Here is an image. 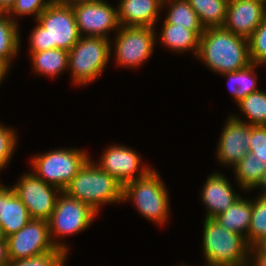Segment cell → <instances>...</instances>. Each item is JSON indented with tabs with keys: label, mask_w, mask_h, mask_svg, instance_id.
Segmentation results:
<instances>
[{
	"label": "cell",
	"mask_w": 266,
	"mask_h": 266,
	"mask_svg": "<svg viewBox=\"0 0 266 266\" xmlns=\"http://www.w3.org/2000/svg\"><path fill=\"white\" fill-rule=\"evenodd\" d=\"M196 58L219 74L233 72L252 63L248 40L224 27L204 29Z\"/></svg>",
	"instance_id": "6da1fadb"
},
{
	"label": "cell",
	"mask_w": 266,
	"mask_h": 266,
	"mask_svg": "<svg viewBox=\"0 0 266 266\" xmlns=\"http://www.w3.org/2000/svg\"><path fill=\"white\" fill-rule=\"evenodd\" d=\"M30 35V54L59 48L69 51L80 34L72 6L52 2L37 18Z\"/></svg>",
	"instance_id": "7a4b0ae2"
},
{
	"label": "cell",
	"mask_w": 266,
	"mask_h": 266,
	"mask_svg": "<svg viewBox=\"0 0 266 266\" xmlns=\"http://www.w3.org/2000/svg\"><path fill=\"white\" fill-rule=\"evenodd\" d=\"M63 192L87 204L96 213L103 204L123 201V186L91 159L77 172Z\"/></svg>",
	"instance_id": "3957f363"
},
{
	"label": "cell",
	"mask_w": 266,
	"mask_h": 266,
	"mask_svg": "<svg viewBox=\"0 0 266 266\" xmlns=\"http://www.w3.org/2000/svg\"><path fill=\"white\" fill-rule=\"evenodd\" d=\"M203 252L207 266H248L251 246L246 238L205 218Z\"/></svg>",
	"instance_id": "277c9868"
},
{
	"label": "cell",
	"mask_w": 266,
	"mask_h": 266,
	"mask_svg": "<svg viewBox=\"0 0 266 266\" xmlns=\"http://www.w3.org/2000/svg\"><path fill=\"white\" fill-rule=\"evenodd\" d=\"M168 191L159 173L154 169L145 176L123 186L122 200L132 199L140 214L153 222L163 224L169 215Z\"/></svg>",
	"instance_id": "5b68a950"
},
{
	"label": "cell",
	"mask_w": 266,
	"mask_h": 266,
	"mask_svg": "<svg viewBox=\"0 0 266 266\" xmlns=\"http://www.w3.org/2000/svg\"><path fill=\"white\" fill-rule=\"evenodd\" d=\"M110 39L94 36H80L69 50L68 69L72 71L74 83L86 85L98 78L111 56Z\"/></svg>",
	"instance_id": "8992f818"
},
{
	"label": "cell",
	"mask_w": 266,
	"mask_h": 266,
	"mask_svg": "<svg viewBox=\"0 0 266 266\" xmlns=\"http://www.w3.org/2000/svg\"><path fill=\"white\" fill-rule=\"evenodd\" d=\"M85 151L76 148L52 150L32 157L34 175L63 191L77 172L90 159Z\"/></svg>",
	"instance_id": "52a82bcc"
},
{
	"label": "cell",
	"mask_w": 266,
	"mask_h": 266,
	"mask_svg": "<svg viewBox=\"0 0 266 266\" xmlns=\"http://www.w3.org/2000/svg\"><path fill=\"white\" fill-rule=\"evenodd\" d=\"M96 214L87 204L68 196L63 191L59 193L53 213L48 220L49 235L53 245L68 254V247L56 239L54 241L55 236L59 238L85 230L92 223Z\"/></svg>",
	"instance_id": "ba28073f"
},
{
	"label": "cell",
	"mask_w": 266,
	"mask_h": 266,
	"mask_svg": "<svg viewBox=\"0 0 266 266\" xmlns=\"http://www.w3.org/2000/svg\"><path fill=\"white\" fill-rule=\"evenodd\" d=\"M155 34L153 27L120 26L113 48L116 63L129 68L141 66L153 53Z\"/></svg>",
	"instance_id": "9c48e42d"
},
{
	"label": "cell",
	"mask_w": 266,
	"mask_h": 266,
	"mask_svg": "<svg viewBox=\"0 0 266 266\" xmlns=\"http://www.w3.org/2000/svg\"><path fill=\"white\" fill-rule=\"evenodd\" d=\"M22 203L27 207L32 219L49 220L58 196L62 191L40 180L33 173L22 175L20 181L12 186Z\"/></svg>",
	"instance_id": "30bf717a"
},
{
	"label": "cell",
	"mask_w": 266,
	"mask_h": 266,
	"mask_svg": "<svg viewBox=\"0 0 266 266\" xmlns=\"http://www.w3.org/2000/svg\"><path fill=\"white\" fill-rule=\"evenodd\" d=\"M9 260H21L53 251L47 220L32 219L21 230L7 237Z\"/></svg>",
	"instance_id": "8fae6325"
},
{
	"label": "cell",
	"mask_w": 266,
	"mask_h": 266,
	"mask_svg": "<svg viewBox=\"0 0 266 266\" xmlns=\"http://www.w3.org/2000/svg\"><path fill=\"white\" fill-rule=\"evenodd\" d=\"M72 9L80 36L109 39L107 33L120 27L117 8L103 0L75 4Z\"/></svg>",
	"instance_id": "7c38bea8"
},
{
	"label": "cell",
	"mask_w": 266,
	"mask_h": 266,
	"mask_svg": "<svg viewBox=\"0 0 266 266\" xmlns=\"http://www.w3.org/2000/svg\"><path fill=\"white\" fill-rule=\"evenodd\" d=\"M228 118L222 129L216 155L221 164L235 166L249 152L251 125L236 115Z\"/></svg>",
	"instance_id": "4fadbf2b"
},
{
	"label": "cell",
	"mask_w": 266,
	"mask_h": 266,
	"mask_svg": "<svg viewBox=\"0 0 266 266\" xmlns=\"http://www.w3.org/2000/svg\"><path fill=\"white\" fill-rule=\"evenodd\" d=\"M97 164L104 172L113 176L122 186L145 176L151 167L141 166V158L135 150L123 145H114L106 149ZM142 168V170H138ZM139 171V174H136Z\"/></svg>",
	"instance_id": "5bb4252c"
},
{
	"label": "cell",
	"mask_w": 266,
	"mask_h": 266,
	"mask_svg": "<svg viewBox=\"0 0 266 266\" xmlns=\"http://www.w3.org/2000/svg\"><path fill=\"white\" fill-rule=\"evenodd\" d=\"M266 17V5L252 0H229L223 27L249 39Z\"/></svg>",
	"instance_id": "9a60e30c"
},
{
	"label": "cell",
	"mask_w": 266,
	"mask_h": 266,
	"mask_svg": "<svg viewBox=\"0 0 266 266\" xmlns=\"http://www.w3.org/2000/svg\"><path fill=\"white\" fill-rule=\"evenodd\" d=\"M32 220L27 207L12 187L0 185V227L4 237L21 230Z\"/></svg>",
	"instance_id": "2e32d148"
},
{
	"label": "cell",
	"mask_w": 266,
	"mask_h": 266,
	"mask_svg": "<svg viewBox=\"0 0 266 266\" xmlns=\"http://www.w3.org/2000/svg\"><path fill=\"white\" fill-rule=\"evenodd\" d=\"M203 204L207 208L205 218H214L226 211L239 197L233 192L232 186L221 173H213L205 182L200 194Z\"/></svg>",
	"instance_id": "e0dca14e"
},
{
	"label": "cell",
	"mask_w": 266,
	"mask_h": 266,
	"mask_svg": "<svg viewBox=\"0 0 266 266\" xmlns=\"http://www.w3.org/2000/svg\"><path fill=\"white\" fill-rule=\"evenodd\" d=\"M163 0H120L117 5L118 22L126 27H153ZM161 8V9H160Z\"/></svg>",
	"instance_id": "ac0fdd59"
},
{
	"label": "cell",
	"mask_w": 266,
	"mask_h": 266,
	"mask_svg": "<svg viewBox=\"0 0 266 266\" xmlns=\"http://www.w3.org/2000/svg\"><path fill=\"white\" fill-rule=\"evenodd\" d=\"M252 216V200L239 197L226 211L213 219L225 229L247 237Z\"/></svg>",
	"instance_id": "d6986e66"
},
{
	"label": "cell",
	"mask_w": 266,
	"mask_h": 266,
	"mask_svg": "<svg viewBox=\"0 0 266 266\" xmlns=\"http://www.w3.org/2000/svg\"><path fill=\"white\" fill-rule=\"evenodd\" d=\"M160 37L162 44L176 52L192 50L197 55L200 37L193 30L164 21Z\"/></svg>",
	"instance_id": "ffe728a7"
},
{
	"label": "cell",
	"mask_w": 266,
	"mask_h": 266,
	"mask_svg": "<svg viewBox=\"0 0 266 266\" xmlns=\"http://www.w3.org/2000/svg\"><path fill=\"white\" fill-rule=\"evenodd\" d=\"M169 3L168 14L165 22L176 24L189 30H193L199 37L204 32L199 17L195 10L191 7L188 0H163L162 7Z\"/></svg>",
	"instance_id": "44dd1931"
},
{
	"label": "cell",
	"mask_w": 266,
	"mask_h": 266,
	"mask_svg": "<svg viewBox=\"0 0 266 266\" xmlns=\"http://www.w3.org/2000/svg\"><path fill=\"white\" fill-rule=\"evenodd\" d=\"M33 69L44 76H58L68 69L69 51L54 48L31 53Z\"/></svg>",
	"instance_id": "7402d4cb"
},
{
	"label": "cell",
	"mask_w": 266,
	"mask_h": 266,
	"mask_svg": "<svg viewBox=\"0 0 266 266\" xmlns=\"http://www.w3.org/2000/svg\"><path fill=\"white\" fill-rule=\"evenodd\" d=\"M205 28L223 27L229 0H188Z\"/></svg>",
	"instance_id": "603a6c76"
},
{
	"label": "cell",
	"mask_w": 266,
	"mask_h": 266,
	"mask_svg": "<svg viewBox=\"0 0 266 266\" xmlns=\"http://www.w3.org/2000/svg\"><path fill=\"white\" fill-rule=\"evenodd\" d=\"M234 168L235 179L244 190L257 188L262 175L266 171V164L254 156L253 152H248L247 155L240 160Z\"/></svg>",
	"instance_id": "cb8c5ba5"
},
{
	"label": "cell",
	"mask_w": 266,
	"mask_h": 266,
	"mask_svg": "<svg viewBox=\"0 0 266 266\" xmlns=\"http://www.w3.org/2000/svg\"><path fill=\"white\" fill-rule=\"evenodd\" d=\"M18 32L16 19L9 17L8 13H0V59H3L9 66L20 48Z\"/></svg>",
	"instance_id": "d4e9b609"
},
{
	"label": "cell",
	"mask_w": 266,
	"mask_h": 266,
	"mask_svg": "<svg viewBox=\"0 0 266 266\" xmlns=\"http://www.w3.org/2000/svg\"><path fill=\"white\" fill-rule=\"evenodd\" d=\"M257 64L250 63L242 69L224 73L229 81L230 92L233 98L239 103L245 96L258 91L256 86L257 76L254 73Z\"/></svg>",
	"instance_id": "484cf974"
},
{
	"label": "cell",
	"mask_w": 266,
	"mask_h": 266,
	"mask_svg": "<svg viewBox=\"0 0 266 266\" xmlns=\"http://www.w3.org/2000/svg\"><path fill=\"white\" fill-rule=\"evenodd\" d=\"M238 107L248 119L245 123L266 126V92L258 90L245 96Z\"/></svg>",
	"instance_id": "4316f807"
},
{
	"label": "cell",
	"mask_w": 266,
	"mask_h": 266,
	"mask_svg": "<svg viewBox=\"0 0 266 266\" xmlns=\"http://www.w3.org/2000/svg\"><path fill=\"white\" fill-rule=\"evenodd\" d=\"M266 236V196L252 201V216L246 241L252 247Z\"/></svg>",
	"instance_id": "83f0119b"
},
{
	"label": "cell",
	"mask_w": 266,
	"mask_h": 266,
	"mask_svg": "<svg viewBox=\"0 0 266 266\" xmlns=\"http://www.w3.org/2000/svg\"><path fill=\"white\" fill-rule=\"evenodd\" d=\"M67 253L59 248L34 257L21 260H9L5 266H65Z\"/></svg>",
	"instance_id": "f1b7e54d"
},
{
	"label": "cell",
	"mask_w": 266,
	"mask_h": 266,
	"mask_svg": "<svg viewBox=\"0 0 266 266\" xmlns=\"http://www.w3.org/2000/svg\"><path fill=\"white\" fill-rule=\"evenodd\" d=\"M249 54L252 63H266V17L248 39Z\"/></svg>",
	"instance_id": "f546056e"
},
{
	"label": "cell",
	"mask_w": 266,
	"mask_h": 266,
	"mask_svg": "<svg viewBox=\"0 0 266 266\" xmlns=\"http://www.w3.org/2000/svg\"><path fill=\"white\" fill-rule=\"evenodd\" d=\"M53 2V0H16L14 6L8 12L12 16L35 15L37 20L38 16Z\"/></svg>",
	"instance_id": "4dcf8cb0"
},
{
	"label": "cell",
	"mask_w": 266,
	"mask_h": 266,
	"mask_svg": "<svg viewBox=\"0 0 266 266\" xmlns=\"http://www.w3.org/2000/svg\"><path fill=\"white\" fill-rule=\"evenodd\" d=\"M16 138L13 129L0 124V170L10 162L16 147Z\"/></svg>",
	"instance_id": "1f68e13d"
},
{
	"label": "cell",
	"mask_w": 266,
	"mask_h": 266,
	"mask_svg": "<svg viewBox=\"0 0 266 266\" xmlns=\"http://www.w3.org/2000/svg\"><path fill=\"white\" fill-rule=\"evenodd\" d=\"M249 152L266 164V126L251 125V140L249 143Z\"/></svg>",
	"instance_id": "d6a6232c"
},
{
	"label": "cell",
	"mask_w": 266,
	"mask_h": 266,
	"mask_svg": "<svg viewBox=\"0 0 266 266\" xmlns=\"http://www.w3.org/2000/svg\"><path fill=\"white\" fill-rule=\"evenodd\" d=\"M250 256L252 257L250 260L249 259V265L251 266V264H253L254 266H266V254L261 253L255 246H252L250 248V252H249ZM254 254V255H252ZM250 261H253L252 263ZM251 263V264H250Z\"/></svg>",
	"instance_id": "836d02e7"
},
{
	"label": "cell",
	"mask_w": 266,
	"mask_h": 266,
	"mask_svg": "<svg viewBox=\"0 0 266 266\" xmlns=\"http://www.w3.org/2000/svg\"><path fill=\"white\" fill-rule=\"evenodd\" d=\"M9 262L7 238L0 239V266H5Z\"/></svg>",
	"instance_id": "e575fe53"
},
{
	"label": "cell",
	"mask_w": 266,
	"mask_h": 266,
	"mask_svg": "<svg viewBox=\"0 0 266 266\" xmlns=\"http://www.w3.org/2000/svg\"><path fill=\"white\" fill-rule=\"evenodd\" d=\"M54 2L65 5V6H73L79 3H87V2H97L100 0H53Z\"/></svg>",
	"instance_id": "d590c367"
},
{
	"label": "cell",
	"mask_w": 266,
	"mask_h": 266,
	"mask_svg": "<svg viewBox=\"0 0 266 266\" xmlns=\"http://www.w3.org/2000/svg\"><path fill=\"white\" fill-rule=\"evenodd\" d=\"M16 0H0V13H8Z\"/></svg>",
	"instance_id": "8d00e7d4"
},
{
	"label": "cell",
	"mask_w": 266,
	"mask_h": 266,
	"mask_svg": "<svg viewBox=\"0 0 266 266\" xmlns=\"http://www.w3.org/2000/svg\"><path fill=\"white\" fill-rule=\"evenodd\" d=\"M8 69H10L9 65L3 59H0V84L4 80Z\"/></svg>",
	"instance_id": "74e56055"
},
{
	"label": "cell",
	"mask_w": 266,
	"mask_h": 266,
	"mask_svg": "<svg viewBox=\"0 0 266 266\" xmlns=\"http://www.w3.org/2000/svg\"><path fill=\"white\" fill-rule=\"evenodd\" d=\"M257 187H261L263 190L260 196H266V171L262 175V178L260 182L258 183Z\"/></svg>",
	"instance_id": "f35d334b"
},
{
	"label": "cell",
	"mask_w": 266,
	"mask_h": 266,
	"mask_svg": "<svg viewBox=\"0 0 266 266\" xmlns=\"http://www.w3.org/2000/svg\"><path fill=\"white\" fill-rule=\"evenodd\" d=\"M255 247L263 254H266V236L260 240Z\"/></svg>",
	"instance_id": "ab89813d"
},
{
	"label": "cell",
	"mask_w": 266,
	"mask_h": 266,
	"mask_svg": "<svg viewBox=\"0 0 266 266\" xmlns=\"http://www.w3.org/2000/svg\"><path fill=\"white\" fill-rule=\"evenodd\" d=\"M252 1L261 2L262 4L266 5V0H252Z\"/></svg>",
	"instance_id": "60d3db41"
},
{
	"label": "cell",
	"mask_w": 266,
	"mask_h": 266,
	"mask_svg": "<svg viewBox=\"0 0 266 266\" xmlns=\"http://www.w3.org/2000/svg\"><path fill=\"white\" fill-rule=\"evenodd\" d=\"M3 233H2V230H1V227H0V239L3 238Z\"/></svg>",
	"instance_id": "b9f144b4"
}]
</instances>
